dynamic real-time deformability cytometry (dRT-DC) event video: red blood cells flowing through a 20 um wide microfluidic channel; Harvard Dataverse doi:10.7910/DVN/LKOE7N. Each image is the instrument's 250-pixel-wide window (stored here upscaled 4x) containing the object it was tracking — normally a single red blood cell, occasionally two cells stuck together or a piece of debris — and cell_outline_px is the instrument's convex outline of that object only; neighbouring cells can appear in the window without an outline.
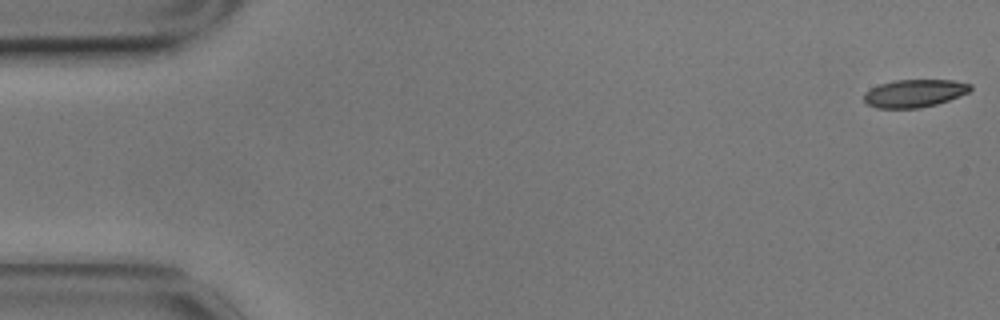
{"species": "common noctule bat (a hibernating species)", "species_latin": "Nyctalus noctula", "temperature_condition": "cold", "stored_images_in_passage": 57, "camera_frame_rate_fps": 3000, "um_per_image_px": 0.085, "animal": {"sex": "male", "body_mass_g": 17.9}, "frame": {"image": 1, "passage_image": 1, "time_ms": 0.0, "image_size_px": [1000, 320], "cell_outline_px": [[972, 88], [968, 92], [948, 100], [936, 104], [920, 108], [876, 108], [868, 104], [864, 100], [864, 92], [880, 84], [892, 80], [952, 80], [972, 84]], "centroid_in_image_um": [77.71, 7.92], "position_along_channel_um": 7.3, "area_um2": 17.17}}
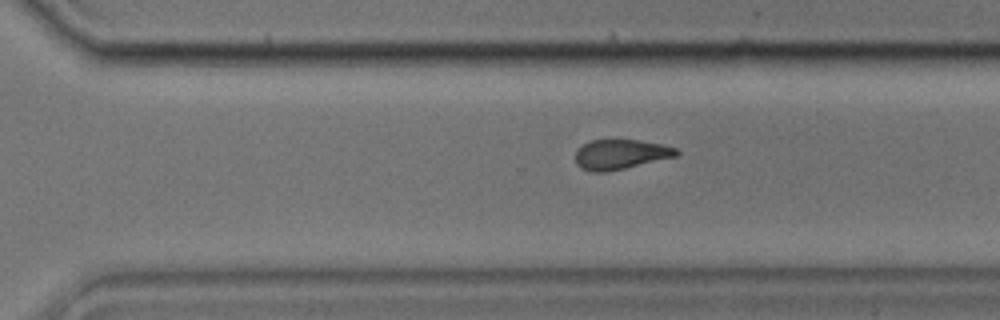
{"frame": {"image": 2, "passage_image": 39, "time_ms": 12.667, "image_size_px": [1000, 320], "cell_outline_px": [[680, 152], [676, 156], [624, 168], [604, 172], [592, 172], [580, 168], [576, 164], [576, 152], [584, 144], [592, 140], [636, 140], [660, 144], [676, 148]], "centroid_in_image_um": [52.73, 13.12], "position_along_channel_um": 317.9, "area_um2": 17.22}}
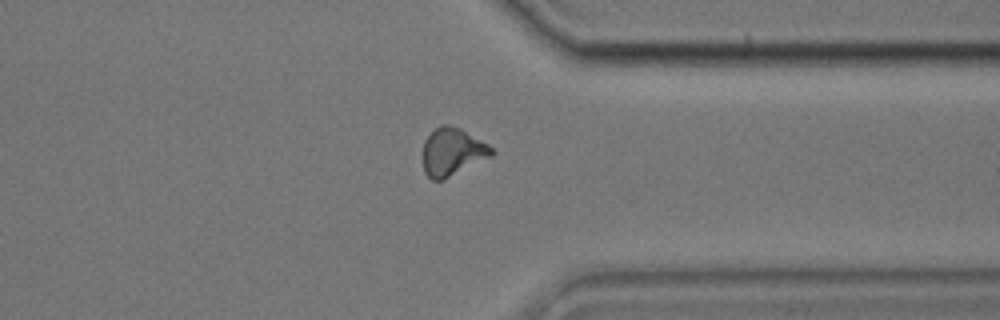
{"frame": {"image": 3, "passage_image": 44, "time_ms": 14.333, "image_size_px": [1000, 320], "cell_outline_px": [[496, 152], [492, 156], [444, 180], [432, 180], [424, 172], [424, 140], [440, 124], [448, 124], [460, 128], [488, 144]], "centroid_in_image_um": [38.47, 12.91], "position_along_channel_um": 372.9, "area_um2": 19.07}}